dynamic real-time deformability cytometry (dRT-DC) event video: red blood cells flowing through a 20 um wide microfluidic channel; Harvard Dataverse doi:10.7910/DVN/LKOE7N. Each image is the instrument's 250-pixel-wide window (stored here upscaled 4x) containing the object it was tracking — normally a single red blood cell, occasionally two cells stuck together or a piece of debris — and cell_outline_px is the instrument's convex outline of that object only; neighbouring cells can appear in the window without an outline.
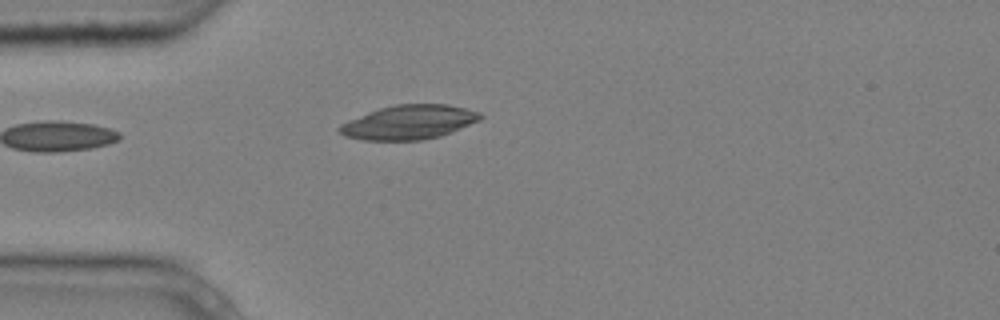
{"species": "common noctule bat (a hibernating species)", "species_latin": "Nyctalus noctula", "temperature_condition": "cold", "stored_images_in_passage": 6, "camera_frame_rate_fps": 3000, "um_per_image_px": 0.085, "animal": {"sex": "male", "body_mass_g": 20.4}, "frame": {"image": 1, "passage_image": 5, "time_ms": 1.333, "image_size_px": [1000, 320], "cell_outline_px": [[484, 116], [480, 120], [440, 136], [424, 140], [364, 140], [344, 136], [336, 128], [340, 124], [348, 120], [368, 112], [380, 108], [396, 104], [448, 104], [480, 112]], "centroid_in_image_um": [34.74, 10.39], "position_along_channel_um": 50.3, "area_um2": 28.03}}